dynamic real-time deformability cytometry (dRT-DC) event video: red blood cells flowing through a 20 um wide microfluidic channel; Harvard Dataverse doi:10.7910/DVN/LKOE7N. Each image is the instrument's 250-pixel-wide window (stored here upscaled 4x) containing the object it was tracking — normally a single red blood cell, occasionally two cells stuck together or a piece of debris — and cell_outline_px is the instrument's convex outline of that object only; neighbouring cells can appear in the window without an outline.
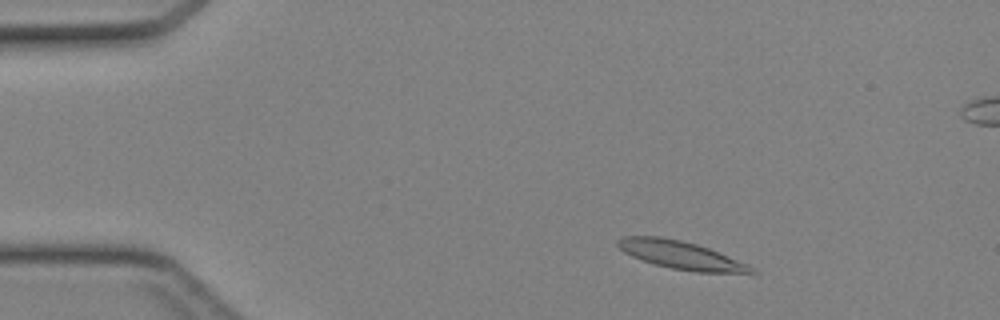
{"species": "Egyptian fruit bat (a non-hibernating species)", "species_latin": "Rousettus aegyptiacus", "temperature_condition": "cold", "stored_images_in_passage": 44, "segment_of_instrument_passage": [1, 2], "camera_frame_rate_fps": 3000, "um_per_image_px": 0.085, "animal": {"sex": "female"}, "frame": {"image": 1, "passage_image": 5, "time_ms": 1.333, "image_size_px": [1000, 320], "cell_outline_px": [[760, 272], [696, 272], [672, 268], [656, 264], [632, 256], [624, 252], [616, 244], [616, 240], [624, 236], [660, 236], [680, 240], [696, 244], [708, 248], [748, 264], [756, 268]], "centroid_in_image_um": [57.86, 21.67], "position_along_channel_um": 27.1, "area_um2": 21.44}}
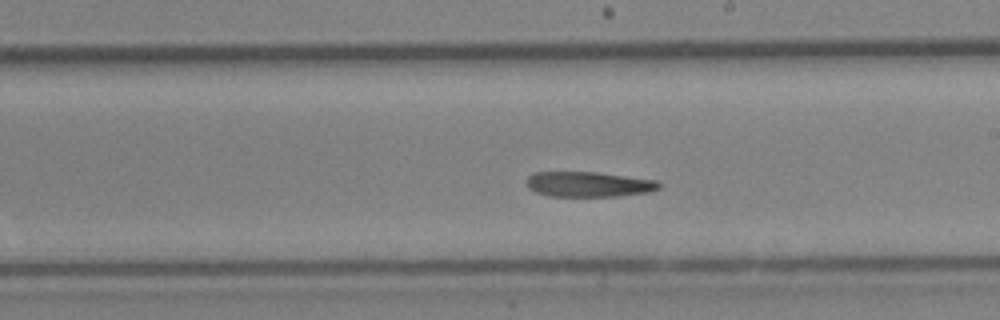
{"frame": {"image": 2, "passage_image": 24, "time_ms": 7.667, "image_size_px": [1000, 320], "cell_outline_px": [[660, 188], [648, 192], [616, 196], [548, 196], [536, 192], [528, 188], [528, 176], [536, 172], [596, 172], [656, 180], [660, 184]], "centroid_in_image_um": [50.03, 15.66], "position_along_channel_um": 239.0, "area_um2": 19.25}}
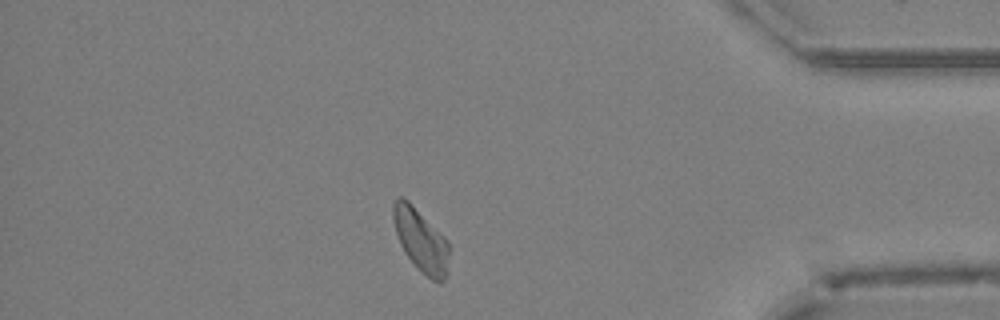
{"frame": {"image": 3, "passage_image": 37, "time_ms": 12.0, "image_size_px": [1000, 320], "cell_outline_px": [[448, 272], [444, 280], [440, 284], [432, 280], [420, 272], [416, 268], [404, 252], [400, 244], [396, 232], [392, 216], [392, 204], [400, 196], [404, 196], [448, 240]], "centroid_in_image_um": [35.77, 20.45], "position_along_channel_um": 399.4, "area_um2": 20.69}}